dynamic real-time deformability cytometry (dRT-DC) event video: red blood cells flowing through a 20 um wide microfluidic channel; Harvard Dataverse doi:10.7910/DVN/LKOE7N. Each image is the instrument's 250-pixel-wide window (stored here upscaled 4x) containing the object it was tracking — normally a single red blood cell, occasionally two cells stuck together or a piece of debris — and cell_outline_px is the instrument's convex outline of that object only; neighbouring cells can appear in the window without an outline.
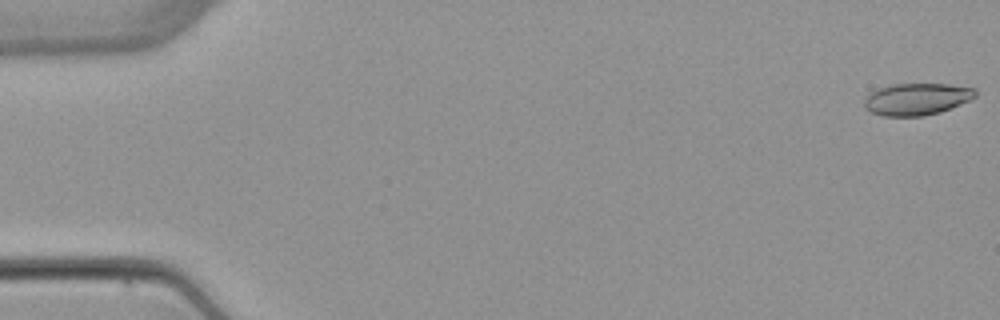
{"species": "common noctule bat (a hibernating species)", "species_latin": "Nyctalus noctula", "temperature_condition": "warm", "stored_images_in_passage": 5, "camera_frame_rate_fps": 3000, "um_per_image_px": 0.085, "animal": {"sex": "female", "body_mass_g": 22.7, "forearm_length_mm": 54.2}, "frame": {"image": 1, "passage_image": 1, "time_ms": 0.0, "image_size_px": [1000, 320], "cell_outline_px": [[976, 96], [960, 104], [940, 112], [924, 116], [884, 116], [872, 112], [864, 108], [864, 100], [872, 92], [880, 88], [892, 84], [948, 84], [976, 88]], "centroid_in_image_um": [77.93, 8.42], "position_along_channel_um": 7.1, "area_um2": 20.52}}
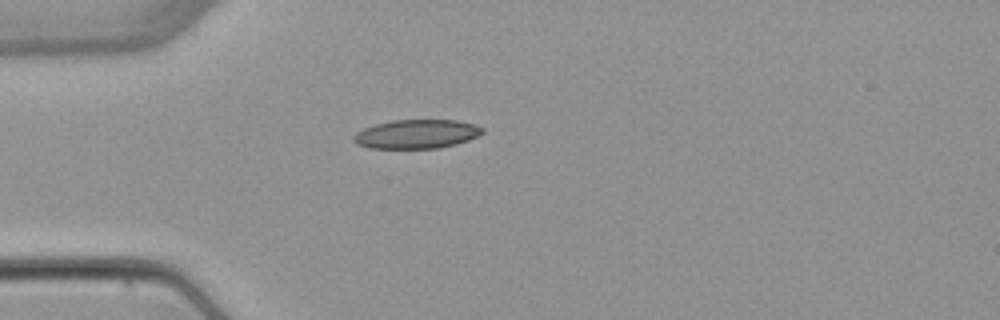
{"frame": {"image": 2, "passage_image": 5, "time_ms": 4.667, "image_size_px": [1000, 320], "cell_outline_px": [[484, 132], [468, 140], [456, 144], [440, 148], [368, 148], [356, 144], [352, 140], [352, 136], [356, 132], [364, 128], [376, 124], [392, 120], [456, 120], [476, 124], [484, 128]], "centroid_in_image_um": [35.4, 11.39], "position_along_channel_um": 49.6, "area_um2": 21.85}}